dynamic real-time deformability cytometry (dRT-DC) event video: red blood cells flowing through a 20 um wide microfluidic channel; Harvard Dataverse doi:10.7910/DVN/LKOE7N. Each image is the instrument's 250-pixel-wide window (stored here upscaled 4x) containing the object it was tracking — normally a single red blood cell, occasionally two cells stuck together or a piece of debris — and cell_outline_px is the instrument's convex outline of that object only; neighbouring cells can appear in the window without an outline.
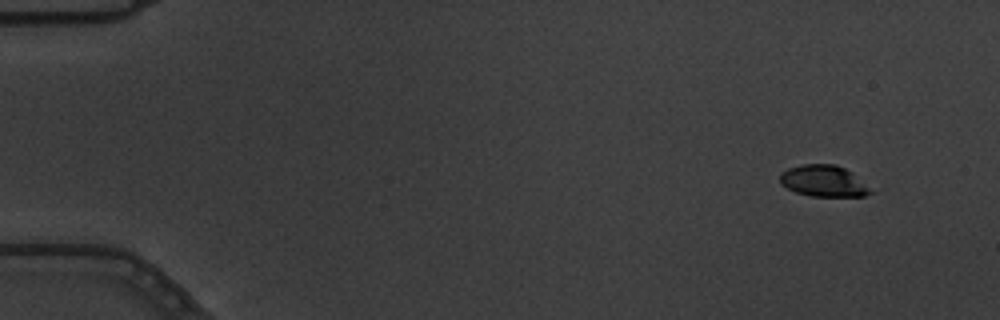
{"species": "common noctule bat (a hibernating species)", "species_latin": "Nyctalus noctula", "temperature_condition": "warm", "stored_images_in_passage": 10, "camera_frame_rate_fps": 3000, "um_per_image_px": 0.085, "animal": {"sex": "male", "body_mass_g": 19.5, "forearm_length_mm": 54.6}, "frame": {"image": 1, "passage_image": 1, "time_ms": 0.0, "image_size_px": [1000, 320], "cell_outline_px": [[876, 192], [864, 196], [812, 196], [796, 192], [780, 184], [780, 172], [788, 168], [804, 164], [836, 164], [844, 168]], "centroid_in_image_um": [70.0, 15.39], "position_along_channel_um": 15.0, "area_um2": 16.47}}
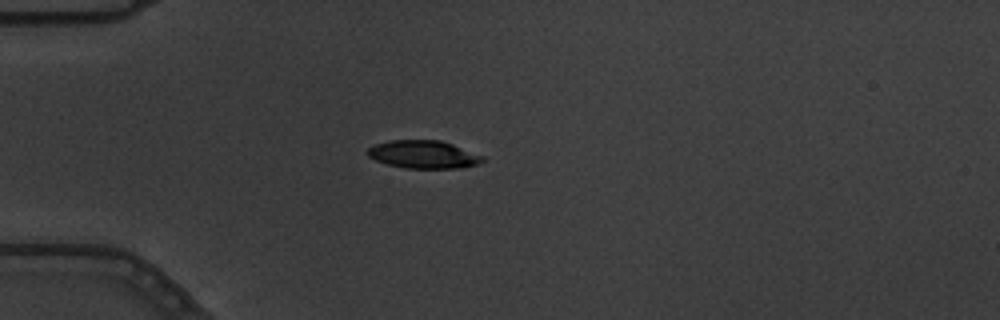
{"frame": {"image": 2, "passage_image": 4, "time_ms": 1.0, "image_size_px": [1000, 320], "cell_outline_px": [[484, 160], [476, 164], [460, 168], [404, 168], [388, 164], [376, 160], [368, 156], [364, 152], [368, 148], [376, 144], [388, 140], [440, 140], [452, 144], [484, 156]], "centroid_in_image_um": [35.96, 13.12], "position_along_channel_um": 49.0, "area_um2": 18.67}}